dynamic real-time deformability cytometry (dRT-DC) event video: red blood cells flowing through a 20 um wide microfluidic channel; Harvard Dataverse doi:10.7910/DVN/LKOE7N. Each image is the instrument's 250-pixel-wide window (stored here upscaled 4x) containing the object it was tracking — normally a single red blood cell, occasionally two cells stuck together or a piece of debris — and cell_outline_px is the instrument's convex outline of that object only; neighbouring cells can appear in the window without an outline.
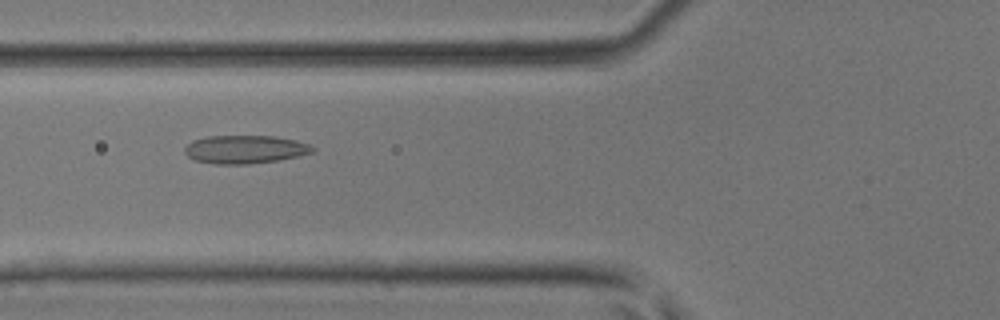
{"species": "common noctule bat (a hibernating species)", "species_latin": "Nyctalus noctula", "temperature_condition": "room temperature", "stored_images_in_passage": 39, "camera_frame_rate_fps": 3000, "um_per_image_px": 0.085, "animal": {"sex": "male", "body_mass_g": 17.9, "forearm_length_mm": 54.2}, "frame": {"image": 1, "passage_image": 10, "time_ms": 3.0, "image_size_px": [1000, 320], "cell_outline_px": [[316, 148], [312, 152], [300, 156], [280, 160], [248, 164], [216, 164], [196, 160], [188, 156], [184, 152], [184, 148], [192, 140], [208, 136], [272, 136], [296, 140], [308, 144]], "centroid_in_image_um": [20.84, 12.7], "position_along_channel_um": 105.0, "area_um2": 21.04}}
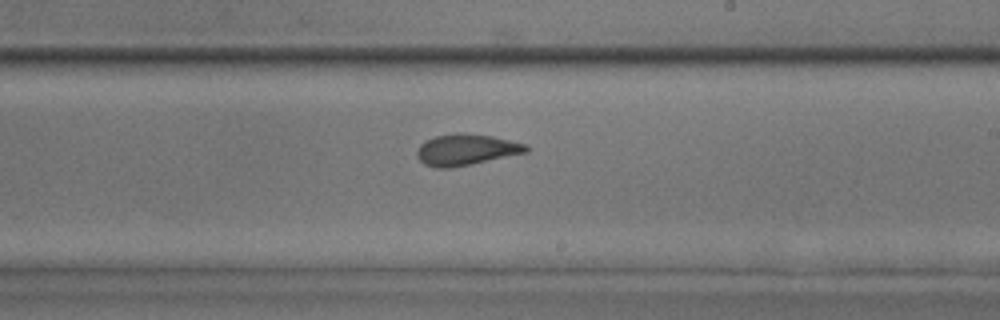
{"frame": {"image": 2, "passage_image": 20, "time_ms": 6.333, "image_size_px": [1000, 320], "cell_outline_px": [[528, 152], [472, 164], [452, 168], [436, 168], [424, 164], [416, 156], [416, 152], [420, 144], [424, 140], [436, 136], [456, 132], [460, 132], [492, 136], [528, 144]], "centroid_in_image_um": [39.61, 12.72], "position_along_channel_um": 249.4, "area_um2": 20.06}}
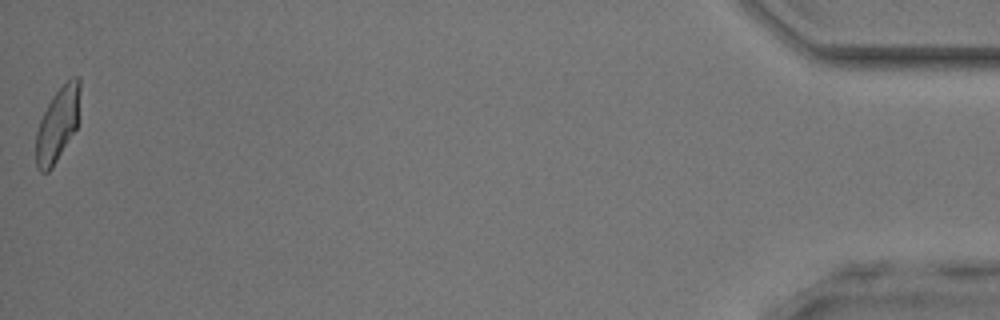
{"frame": {"image": 3, "passage_image": 39, "time_ms": 12.667, "image_size_px": [1000, 320], "cell_outline_px": [[80, 88], [76, 128], [52, 168], [48, 172], [40, 172], [36, 168], [36, 132], [40, 120], [52, 96], [72, 76], [76, 76], [80, 80]], "centroid_in_image_um": [4.87, 10.59], "position_along_channel_um": 430.3, "area_um2": 18.67}}